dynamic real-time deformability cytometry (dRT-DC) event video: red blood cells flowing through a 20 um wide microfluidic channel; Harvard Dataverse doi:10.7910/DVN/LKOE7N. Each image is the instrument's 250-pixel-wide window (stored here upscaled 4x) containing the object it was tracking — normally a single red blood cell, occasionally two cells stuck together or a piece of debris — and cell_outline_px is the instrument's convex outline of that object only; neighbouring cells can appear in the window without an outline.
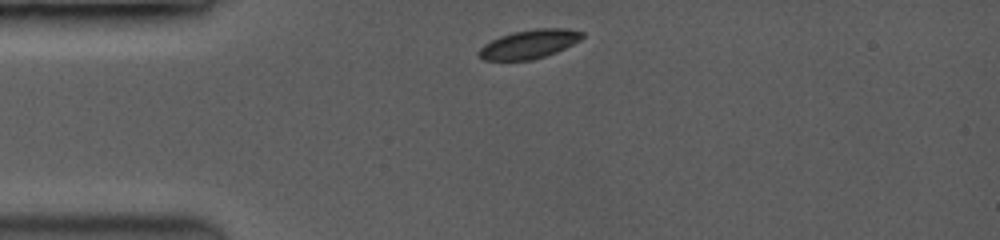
{"species": "common noctule bat (a hibernating species)", "species_latin": "Nyctalus noctula", "temperature_condition": "room temperature", "stored_images_in_passage": 6, "camera_frame_rate_fps": 3500, "um_per_image_px": 0.085, "animal": {"sex": "female", "body_mass_g": 19.0, "forearm_length_mm": 53.3}, "frame": {"image": 1, "passage_image": 1, "time_ms": 0.0, "image_size_px": [1000, 240], "cell_outline_px": [[584, 36], [580, 40], [564, 48], [544, 56], [532, 60], [484, 60], [480, 56], [480, 48], [484, 44], [500, 36], [512, 32], [536, 28], [564, 28], [584, 32]], "centroid_in_image_um": [45.0, 3.73], "position_along_channel_um": 40.0, "area_um2": 17.11}}